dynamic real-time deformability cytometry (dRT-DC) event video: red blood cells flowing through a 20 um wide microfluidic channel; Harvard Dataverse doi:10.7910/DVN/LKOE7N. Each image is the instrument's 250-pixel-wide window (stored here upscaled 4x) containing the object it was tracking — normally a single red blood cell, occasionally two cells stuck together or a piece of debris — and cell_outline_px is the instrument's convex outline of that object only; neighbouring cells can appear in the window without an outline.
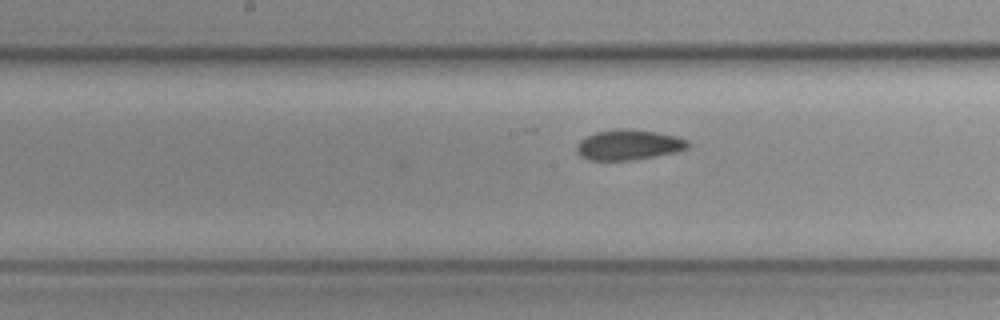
{"species": "common noctule bat (a hibernating species)", "species_latin": "Nyctalus noctula", "temperature_condition": "cold", "stored_images_in_passage": 14, "camera_frame_rate_fps": 3000, "um_per_image_px": 0.085, "animal": {"sex": "female", "body_mass_g": 19.3, "forearm_length_mm": 54.1}, "frame": {"image": 1, "passage_image": 8, "time_ms": 2.333, "image_size_px": [1000, 320], "cell_outline_px": [[692, 144], [688, 148], [676, 152], [632, 160], [588, 160], [580, 156], [576, 152], [576, 144], [580, 140], [596, 132], [616, 128], [628, 128], [656, 132], [676, 136], [688, 140]], "centroid_in_image_um": [53.43, 12.3], "position_along_channel_um": 194.8, "area_um2": 19.83}}
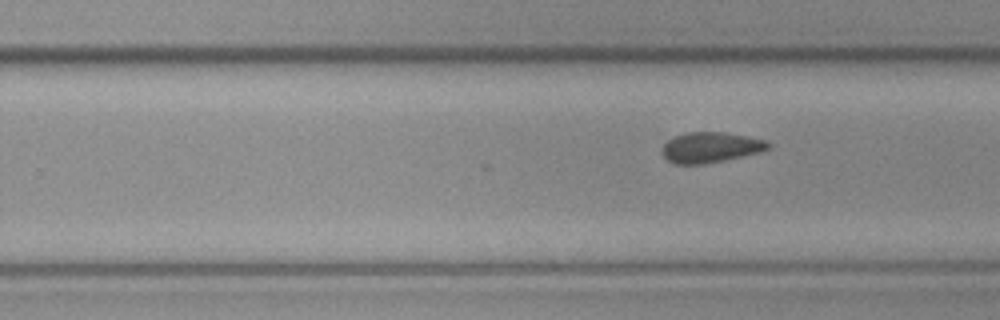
{"frame": {"image": 2, "passage_image": 14, "time_ms": 4.333, "image_size_px": [1000, 320], "cell_outline_px": [[772, 148], [760, 152], [724, 160], [704, 164], [672, 164], [660, 152], [664, 144], [668, 140], [676, 136], [688, 132], [724, 132], [764, 140], [772, 144]], "centroid_in_image_um": [60.39, 12.53], "position_along_channel_um": 269.4, "area_um2": 18.79}}